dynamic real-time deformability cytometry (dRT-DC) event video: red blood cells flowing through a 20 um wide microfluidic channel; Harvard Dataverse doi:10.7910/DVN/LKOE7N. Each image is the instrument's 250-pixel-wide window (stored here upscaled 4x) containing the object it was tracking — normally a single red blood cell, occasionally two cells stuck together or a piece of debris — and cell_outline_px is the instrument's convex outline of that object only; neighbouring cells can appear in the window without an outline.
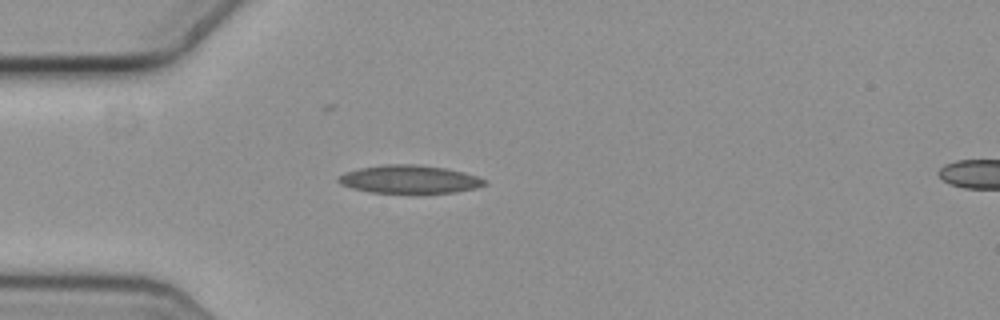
{"species": "common noctule bat (a hibernating species)", "species_latin": "Nyctalus noctula", "temperature_condition": "cold", "stored_images_in_passage": 47, "camera_frame_rate_fps": 3000, "um_per_image_px": 0.085, "animal": {"sex": "female", "body_mass_g": 19.3, "forearm_length_mm": 54.1}, "frame": {"image": 1, "passage_image": 9, "time_ms": 2.667, "image_size_px": [1000, 320], "cell_outline_px": [[488, 184], [476, 188], [456, 192], [420, 196], [416, 196], [372, 192], [352, 188], [340, 184], [336, 180], [336, 176], [344, 172], [360, 168], [384, 164], [416, 164], [444, 168], [464, 172], [488, 180]], "centroid_in_image_um": [34.81, 15.29], "position_along_channel_um": 50.2, "area_um2": 25.14}}
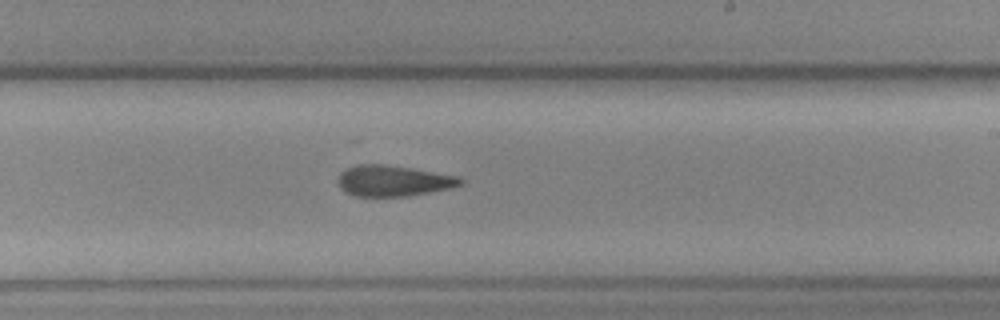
{"frame": {"image": 2, "passage_image": 27, "time_ms": 8.667, "image_size_px": [1000, 320], "cell_outline_px": [[464, 184], [452, 188], [408, 196], [352, 196], [344, 192], [340, 188], [336, 180], [340, 172], [344, 168], [360, 164], [384, 164], [412, 168], [460, 176], [464, 180]], "centroid_in_image_um": [33.42, 15.36], "position_along_channel_um": 255.6, "area_um2": 22.48}}
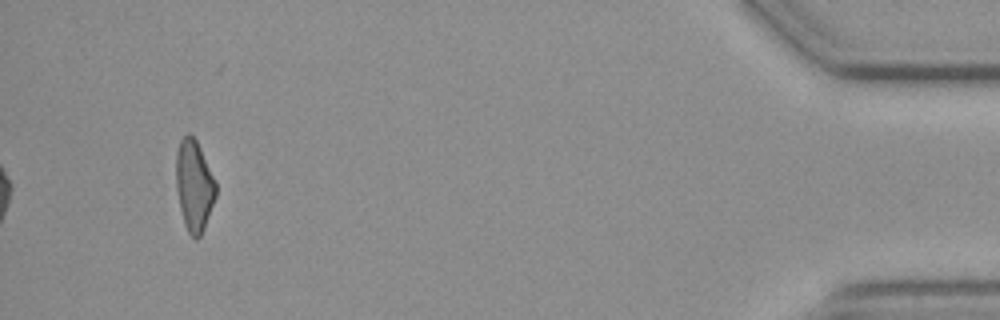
{"frame": {"image": 3, "passage_image": 47, "time_ms": 15.333, "image_size_px": [1000, 320], "cell_outline_px": [[216, 196], [204, 228], [200, 236], [196, 240], [188, 232], [184, 224], [180, 208], [176, 188], [176, 152], [180, 140], [188, 132], [196, 140], [200, 148], [216, 184]], "centroid_in_image_um": [16.48, 15.78], "position_along_channel_um": 418.7, "area_um2": 20.87}, "authors_computed_cell_mechanics": {"area_um2": 22.5998, "velocity_mm_per_s": 3.6292, "shape_relaxation_time_tau1_ms": null, "shape_relaxation_time_tau2_ms": 6.7364, "deformation_change_tau1": null, "deformation_change_tau2": 0.169}}